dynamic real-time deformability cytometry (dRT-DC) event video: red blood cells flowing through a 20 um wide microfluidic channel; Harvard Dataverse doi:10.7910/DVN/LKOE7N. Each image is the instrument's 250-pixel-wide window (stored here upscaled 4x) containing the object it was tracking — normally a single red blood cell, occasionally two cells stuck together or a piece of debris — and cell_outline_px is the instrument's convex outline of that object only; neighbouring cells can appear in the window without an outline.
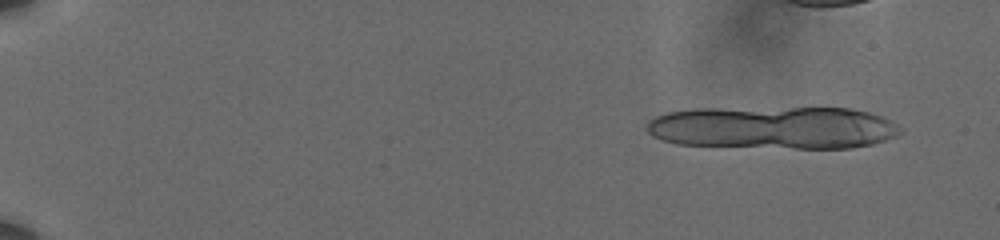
{"species": "human", "species_latin": "Homo sapiens", "temperature_condition": "cold", "stored_images_in_passage": 15, "camera_frame_rate_fps": 3000, "um_per_image_px": 0.085, "donor": {"sex": "male"}, "frame": {"image": 1, "passage_image": 5, "time_ms": 1.333, "image_size_px": [1000, 240], "cell_outline_px": [[904, 132], [896, 136], [872, 144], [852, 148], [792, 148], [676, 144], [652, 136], [648, 132], [648, 120], [656, 116], [668, 112], [692, 108], [852, 108], [868, 112], [880, 116], [904, 128]], "centroid_in_image_um": [65.75, 10.84], "position_along_channel_um": 19.3, "area_um2": 63.41}}